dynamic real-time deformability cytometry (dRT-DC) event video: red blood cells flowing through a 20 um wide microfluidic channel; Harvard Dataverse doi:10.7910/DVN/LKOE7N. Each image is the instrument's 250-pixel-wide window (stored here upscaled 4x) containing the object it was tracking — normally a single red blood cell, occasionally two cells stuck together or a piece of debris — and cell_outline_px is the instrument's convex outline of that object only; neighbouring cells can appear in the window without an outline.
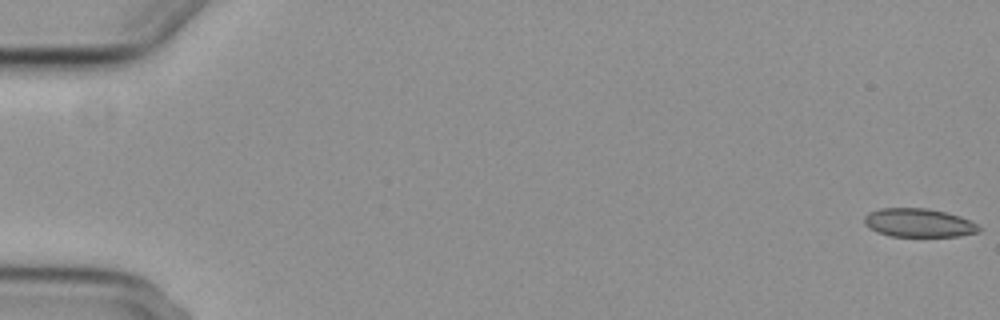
{"species": "common noctule bat (a hibernating species)", "species_latin": "Nyctalus noctula", "temperature_condition": "cold", "stored_images_in_passage": 5, "camera_frame_rate_fps": 3000, "um_per_image_px": 0.085, "animal": {"sex": "female", "body_mass_g": 29.2, "forearm_length_mm": 56.3}, "frame": {"image": 1, "passage_image": 1, "time_ms": 0.0, "image_size_px": [1000, 320], "cell_outline_px": [[980, 232], [960, 236], [888, 236], [876, 232], [868, 228], [864, 224], [864, 216], [868, 212], [880, 208], [928, 208], [960, 216], [976, 224], [980, 228]], "centroid_in_image_um": [78.04, 18.94], "position_along_channel_um": 7.0, "area_um2": 19.19}}
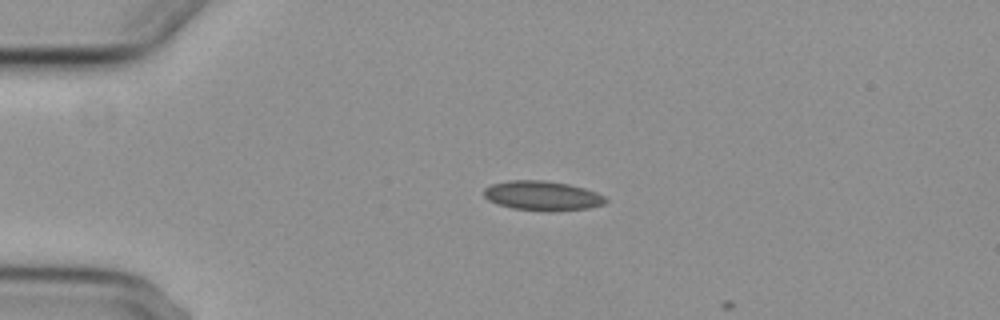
{"frame": {"image": 2, "passage_image": 4, "time_ms": 4.333, "image_size_px": [1000, 320], "cell_outline_px": [[608, 200], [604, 204], [588, 208], [552, 212], [544, 212], [512, 208], [496, 204], [488, 200], [484, 196], [484, 188], [492, 184], [508, 180], [544, 180], [568, 184], [584, 188], [596, 192], [604, 196]], "centroid_in_image_um": [46.09, 16.65], "position_along_channel_um": 38.9, "area_um2": 21.21}}